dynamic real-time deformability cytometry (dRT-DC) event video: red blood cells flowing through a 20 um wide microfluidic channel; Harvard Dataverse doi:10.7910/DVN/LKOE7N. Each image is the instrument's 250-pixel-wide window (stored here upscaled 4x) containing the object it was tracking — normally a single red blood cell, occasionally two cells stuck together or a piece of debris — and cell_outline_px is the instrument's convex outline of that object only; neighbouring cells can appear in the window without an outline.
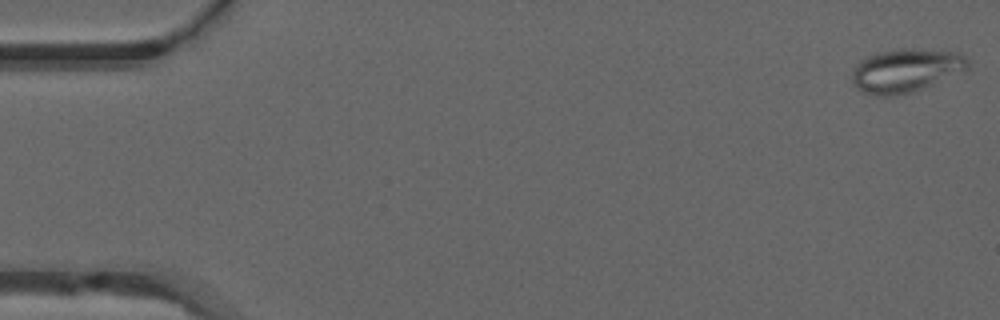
{"species": "common noctule bat (a hibernating species)", "species_latin": "Nyctalus noctula", "temperature_condition": "warm", "stored_images_in_passage": 51, "camera_frame_rate_fps": 3000, "um_per_image_px": 0.085, "animal": {"sex": "male", "forearm_length_mm": 52.5}, "frame": {"image": 1, "passage_image": 1, "time_ms": 0.0, "image_size_px": [1000, 320], "cell_outline_px": [[968, 68], [924, 88], [912, 92], [892, 96], [876, 96], [864, 92], [852, 80], [852, 68], [860, 60], [868, 56], [880, 52], [900, 48], [912, 48], [956, 52], [964, 56], [968, 60]], "centroid_in_image_um": [76.97, 5.98], "position_along_channel_um": 8.0, "area_um2": 29.07}}
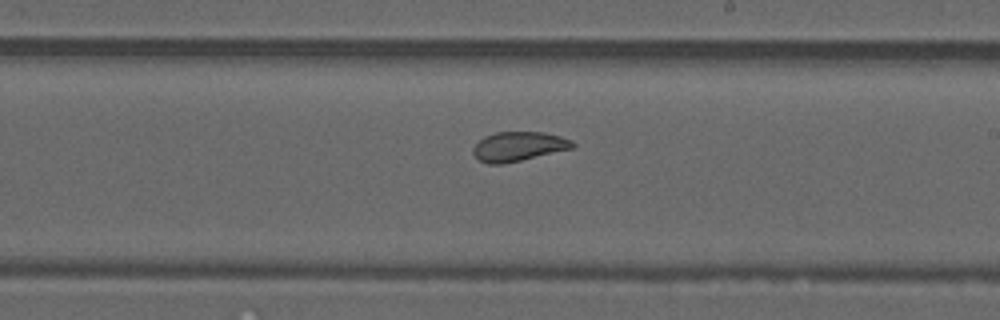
{"frame": {"image": 2, "passage_image": 30, "time_ms": 9.667, "image_size_px": [1000, 320], "cell_outline_px": [[576, 144], [572, 148], [520, 160], [500, 164], [488, 164], [480, 160], [472, 152], [472, 148], [484, 136], [496, 132], [544, 132], [560, 136], [572, 140]], "centroid_in_image_um": [44.06, 12.43], "position_along_channel_um": 244.9, "area_um2": 16.82}}
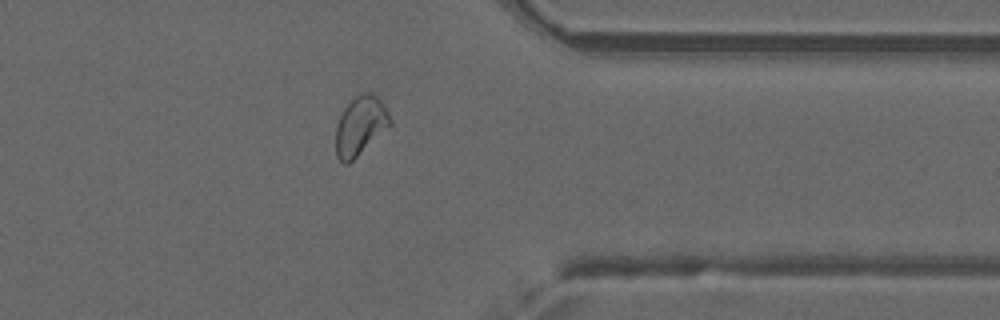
{"frame": {"image": 3, "passage_image": 41, "time_ms": 13.333, "image_size_px": [1000, 320], "cell_outline_px": [[392, 124], [348, 164], [344, 164], [336, 156], [336, 128], [340, 116], [344, 108], [356, 96], [364, 92], [372, 92], [380, 100], [388, 112], [392, 120]], "centroid_in_image_um": [30.63, 10.69], "position_along_channel_um": 380.8, "area_um2": 18.38}, "authors_computed_cell_mechanics": {"area_um2": 19.8832, "velocity_mm_per_s": 3.9693, "shape_relaxation_time_tau1_ms": null, "shape_relaxation_time_tau2_ms": 0.9408, "deformation_change_tau1": null, "deformation_change_tau2": 0.0696}}